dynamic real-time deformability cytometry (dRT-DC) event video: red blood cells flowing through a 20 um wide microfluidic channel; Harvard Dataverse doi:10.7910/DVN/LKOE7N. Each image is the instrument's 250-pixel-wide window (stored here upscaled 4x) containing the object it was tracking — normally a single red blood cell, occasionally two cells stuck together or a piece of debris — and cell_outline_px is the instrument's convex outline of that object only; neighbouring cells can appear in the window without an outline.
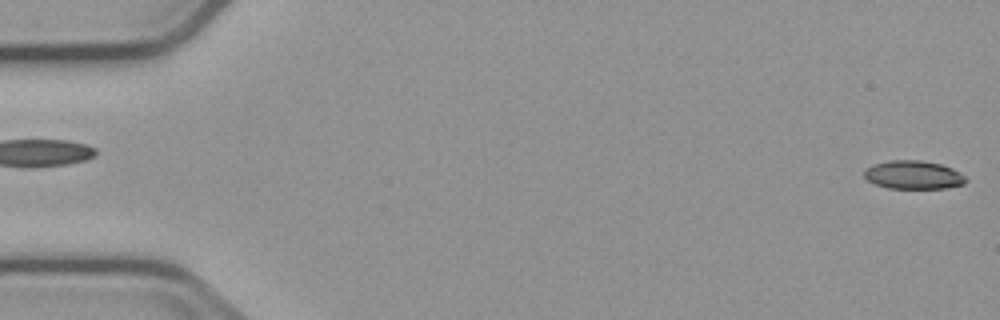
{"species": "common noctule bat (a hibernating species)", "species_latin": "Nyctalus noctula", "temperature_condition": "cold", "stored_images_in_passage": 3, "segment_of_instrument_passage": [2, 2], "camera_frame_rate_fps": 3000, "um_per_image_px": 0.085, "animal": {"sex": "male", "body_mass_g": 23.1, "forearm_length_mm": 52.7}, "frame": {"image": 1, "passage_image": 3, "time_ms": 2.333, "image_size_px": [1000, 320], "cell_outline_px": [[968, 180], [964, 184], [944, 188], [888, 188], [876, 184], [868, 180], [864, 176], [864, 172], [872, 164], [888, 160], [920, 160], [940, 164], [952, 168], [960, 172]], "centroid_in_image_um": [77.65, 14.86], "position_along_channel_um": 7.4, "area_um2": 16.76}}